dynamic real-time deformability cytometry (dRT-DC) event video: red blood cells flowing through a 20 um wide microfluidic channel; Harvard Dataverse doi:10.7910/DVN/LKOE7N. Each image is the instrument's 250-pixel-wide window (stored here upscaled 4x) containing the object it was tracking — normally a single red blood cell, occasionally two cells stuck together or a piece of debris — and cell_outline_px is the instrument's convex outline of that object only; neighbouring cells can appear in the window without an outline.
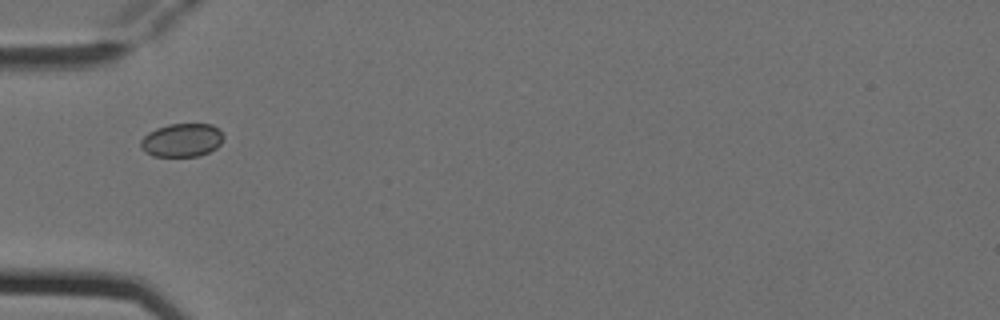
{"species": "Egyptian fruit bat (a non-hibernating species)", "species_latin": "Rousettus aegyptiacus", "temperature_condition": "cold", "stored_images_in_passage": 3, "camera_frame_rate_fps": 3000, "um_per_image_px": 0.085, "animal": {"sex": "female"}, "frame": {"image": 1, "passage_image": 1, "time_ms": 0.0, "image_size_px": [1000, 320], "cell_outline_px": [[224, 136], [220, 144], [216, 148], [200, 156], [152, 156], [144, 152], [140, 148], [140, 140], [148, 132], [156, 128], [168, 124], [212, 124], [220, 128]], "centroid_in_image_um": [15.45, 11.91], "position_along_channel_um": 69.5, "area_um2": 16.36}}
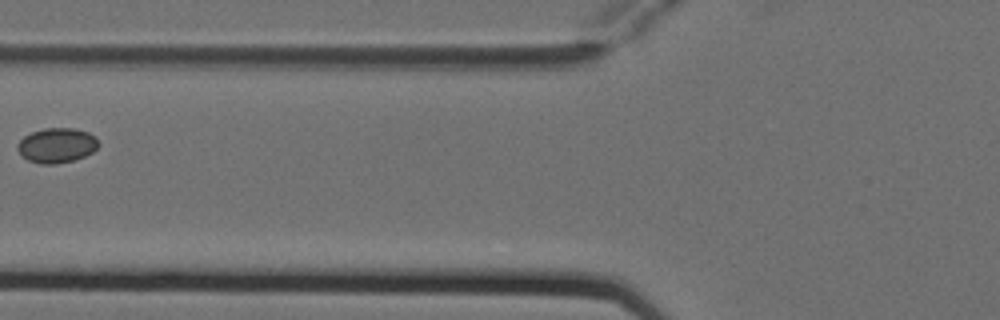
{"frame": {"image": 2, "passage_image": 2, "time_ms": 0.333, "image_size_px": [1000, 320], "cell_outline_px": [[100, 144], [92, 152], [76, 160], [56, 164], [40, 164], [28, 160], [16, 148], [16, 144], [24, 136], [32, 132], [44, 128], [76, 128], [88, 132], [96, 136]], "centroid_in_image_um": [4.84, 12.35], "position_along_channel_um": 121.0, "area_um2": 16.59}}
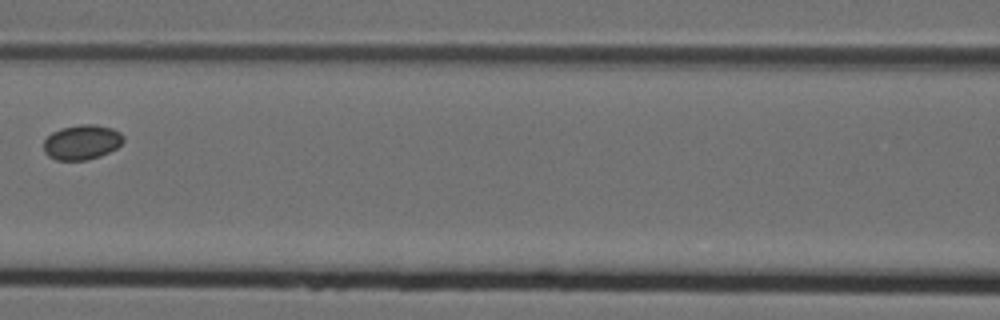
{"frame": {"image": 3, "passage_image": 3, "time_ms": 0.667, "image_size_px": [1000, 320], "cell_outline_px": [[124, 140], [116, 148], [100, 156], [88, 160], [56, 160], [48, 156], [44, 152], [44, 140], [52, 132], [60, 128], [80, 124], [92, 124], [112, 128], [120, 132], [124, 136]], "centroid_in_image_um": [6.95, 12.08], "position_along_channel_um": 159.7, "area_um2": 16.24}}